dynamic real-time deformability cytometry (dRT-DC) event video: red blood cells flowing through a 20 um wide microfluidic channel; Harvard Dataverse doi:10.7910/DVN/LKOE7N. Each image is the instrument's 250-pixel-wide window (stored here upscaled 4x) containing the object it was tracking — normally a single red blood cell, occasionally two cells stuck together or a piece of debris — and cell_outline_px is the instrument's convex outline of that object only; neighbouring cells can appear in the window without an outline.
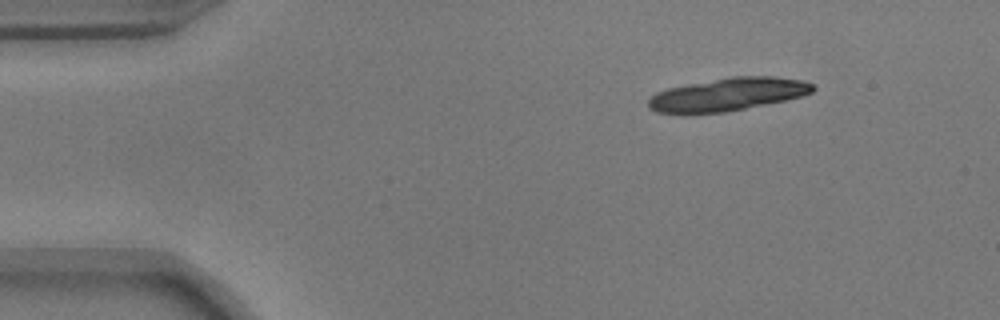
{"species": "common noctule bat (a hibernating species)", "species_latin": "Nyctalus noctula", "temperature_condition": "warm", "stored_images_in_passage": 9, "camera_frame_rate_fps": 3000, "um_per_image_px": 0.085, "animal": {"sex": "male", "body_mass_g": 17.9}, "frame": {"image": 1, "passage_image": 1, "time_ms": 0.0, "image_size_px": [1000, 320], "cell_outline_px": [[816, 88], [812, 92], [804, 96], [724, 112], [684, 116], [656, 112], [648, 108], [648, 100], [656, 92], [668, 88], [732, 76], [772, 76], [800, 80], [812, 84]], "centroid_in_image_um": [61.78, 8.05], "position_along_channel_um": 23.2, "area_um2": 31.91}}